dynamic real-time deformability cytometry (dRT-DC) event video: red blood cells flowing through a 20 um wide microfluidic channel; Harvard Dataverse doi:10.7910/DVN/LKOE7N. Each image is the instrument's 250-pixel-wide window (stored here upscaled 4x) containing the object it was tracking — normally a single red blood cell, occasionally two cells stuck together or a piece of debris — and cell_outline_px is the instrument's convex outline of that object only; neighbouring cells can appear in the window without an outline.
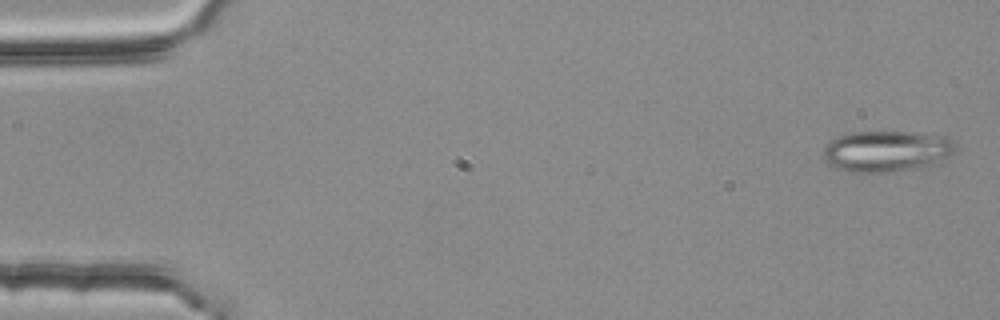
{"species": "common noctule bat (a hibernating species)", "species_latin": "Nyctalus noctula", "temperature_condition": "room temperature", "stored_images_in_passage": 4, "camera_frame_rate_fps": 3000, "um_per_image_px": 0.085, "animal": {"sex": "female", "body_mass_g": 25.1}, "frame": {"image": 1, "passage_image": 1, "time_ms": 0.0, "image_size_px": [1000, 320], "cell_outline_px": [[956, 152], [936, 164], [924, 168], [888, 172], [856, 172], [836, 168], [828, 164], [824, 160], [824, 148], [836, 136], [844, 132], [916, 132], [948, 136], [956, 144]], "centroid_in_image_um": [75.42, 12.84], "position_along_channel_um": 9.6, "area_um2": 32.25}}